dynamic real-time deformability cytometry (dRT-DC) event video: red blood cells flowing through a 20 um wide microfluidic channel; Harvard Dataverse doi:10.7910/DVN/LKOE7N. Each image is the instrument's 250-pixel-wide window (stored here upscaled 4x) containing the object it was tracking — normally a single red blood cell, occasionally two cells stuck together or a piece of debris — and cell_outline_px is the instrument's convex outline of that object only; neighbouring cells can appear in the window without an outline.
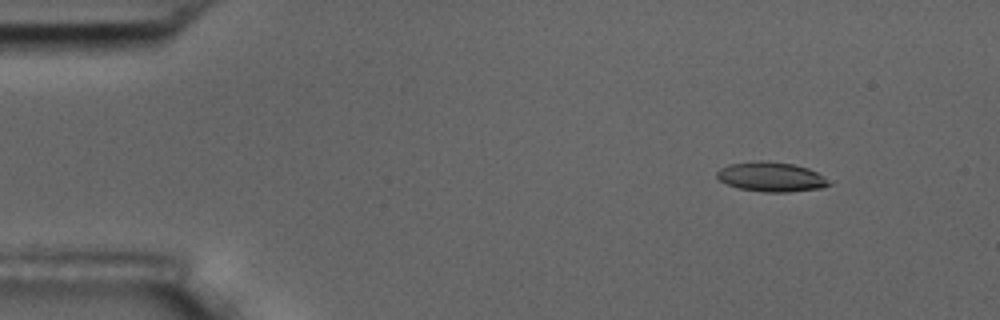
{"species": "common noctule bat (a hibernating species)", "species_latin": "Nyctalus noctula", "temperature_condition": "room temperature", "stored_images_in_passage": 5, "camera_frame_rate_fps": 3000, "um_per_image_px": 0.085, "animal": {"sex": "male", "body_mass_g": 17.5, "forearm_length_mm": 52.3}, "frame": {"image": 1, "passage_image": 1, "time_ms": 0.0, "image_size_px": [1000, 320], "cell_outline_px": [[832, 184], [820, 188], [788, 192], [764, 192], [740, 188], [728, 184], [720, 180], [716, 176], [716, 172], [720, 168], [728, 164], [760, 160], [768, 160], [792, 164], [808, 168], [824, 176]], "centroid_in_image_um": [65.54, 15.02], "position_along_channel_um": 19.5, "area_um2": 19.31}}
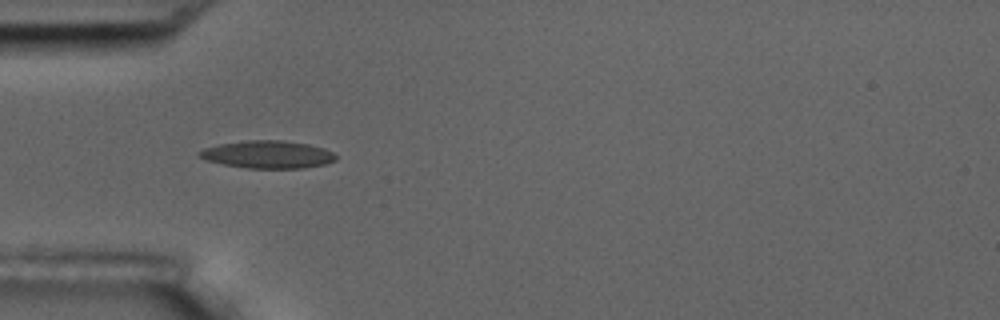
{"frame": {"image": 2, "passage_image": 4, "time_ms": 3.667, "image_size_px": [1000, 320], "cell_outline_px": [[336, 160], [324, 164], [304, 168], [248, 168], [224, 164], [204, 160], [196, 156], [196, 152], [204, 148], [220, 144], [244, 140], [284, 140], [308, 144], [324, 148], [332, 152], [336, 156]], "centroid_in_image_um": [22.71, 13.12], "position_along_channel_um": 62.3, "area_um2": 22.08}}